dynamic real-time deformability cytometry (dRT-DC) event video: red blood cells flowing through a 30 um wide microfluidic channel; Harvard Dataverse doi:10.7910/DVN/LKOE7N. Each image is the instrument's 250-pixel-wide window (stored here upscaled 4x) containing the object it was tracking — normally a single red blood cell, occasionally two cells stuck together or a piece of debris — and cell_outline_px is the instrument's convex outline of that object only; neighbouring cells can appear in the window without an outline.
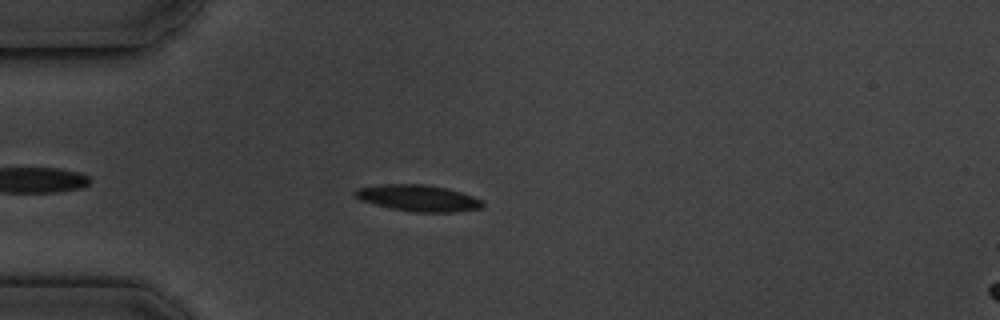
{"species": "common noctule bat (a hibernating species)", "species_latin": "Nyctalus noctula", "temperature_condition": "cold", "stored_images_in_passage": 4, "camera_frame_rate_fps": 3000, "um_per_image_px": 0.085, "animal": {"sex": "male", "body_mass_g": 19.5, "forearm_length_mm": 54.6}, "frame": {"image": 1, "passage_image": 4, "time_ms": 4.0, "image_size_px": [1000, 320], "cell_outline_px": [[484, 208], [452, 212], [416, 212], [392, 208], [360, 200], [352, 192], [356, 188], [380, 184], [424, 184], [444, 188], [460, 192], [472, 196], [480, 200], [484, 204]], "centroid_in_image_um": [35.52, 16.83], "position_along_channel_um": 49.5, "area_um2": 19.42}}